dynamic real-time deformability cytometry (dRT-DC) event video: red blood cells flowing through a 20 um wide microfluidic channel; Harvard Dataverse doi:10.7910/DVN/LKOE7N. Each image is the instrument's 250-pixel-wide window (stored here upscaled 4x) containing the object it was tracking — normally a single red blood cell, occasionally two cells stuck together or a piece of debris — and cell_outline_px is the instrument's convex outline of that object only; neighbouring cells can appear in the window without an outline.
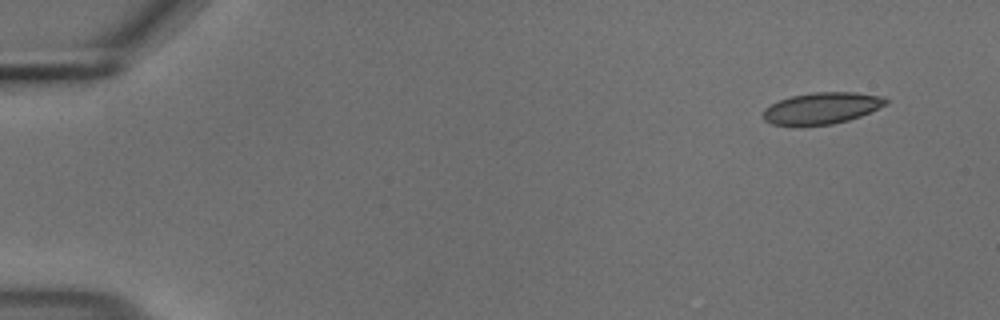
{"species": "common noctule bat (a hibernating species)", "species_latin": "Nyctalus noctula", "temperature_condition": "cold", "stored_images_in_passage": 14, "camera_frame_rate_fps": 3000, "um_per_image_px": 0.085, "animal": {"sex": "male", "body_mass_g": 18.8}, "frame": {"image": 1, "passage_image": 1, "time_ms": 0.0, "image_size_px": [1000, 320], "cell_outline_px": [[888, 104], [860, 116], [848, 120], [832, 124], [772, 124], [764, 120], [764, 108], [780, 100], [792, 96], [812, 92], [856, 92], [884, 96], [888, 100]], "centroid_in_image_um": [69.91, 9.17], "position_along_channel_um": 15.1, "area_um2": 22.2}}
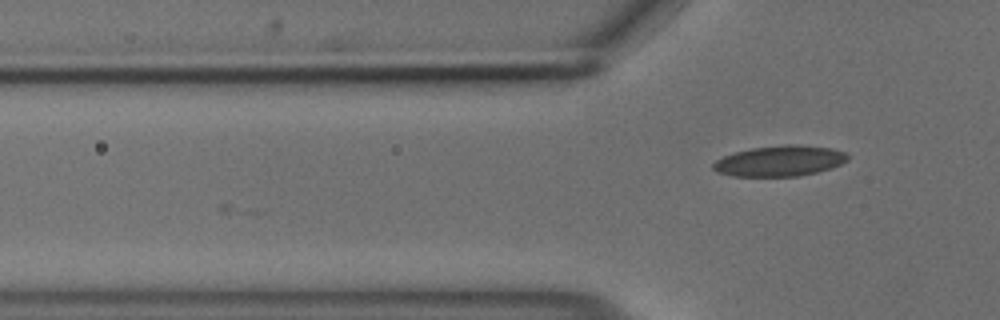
{"frame": {"image": 2, "passage_image": 14, "time_ms": 4.333, "image_size_px": [1000, 320], "cell_outline_px": [[848, 160], [832, 168], [800, 176], [732, 176], [716, 172], [712, 168], [712, 164], [716, 160], [724, 156], [736, 152], [752, 148], [788, 144], [796, 144], [832, 148], [844, 152], [848, 156]], "centroid_in_image_um": [66.27, 13.68], "position_along_channel_um": 59.5, "area_um2": 23.99}}